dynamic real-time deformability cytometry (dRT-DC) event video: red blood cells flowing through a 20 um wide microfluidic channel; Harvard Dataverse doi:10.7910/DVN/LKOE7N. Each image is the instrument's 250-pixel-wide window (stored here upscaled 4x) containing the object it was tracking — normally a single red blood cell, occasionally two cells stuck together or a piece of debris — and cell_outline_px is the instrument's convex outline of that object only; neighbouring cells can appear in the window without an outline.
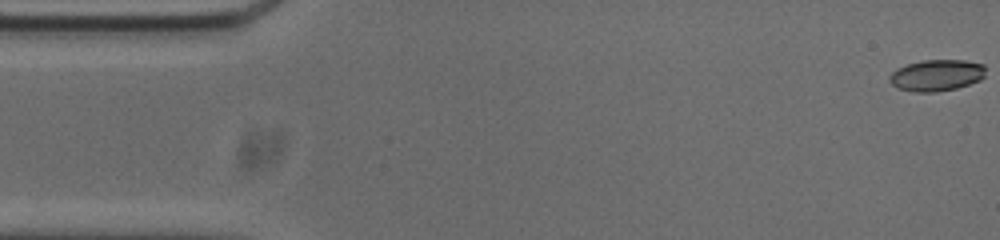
{"species": "common noctule bat (a hibernating species)", "species_latin": "Nyctalus noctula", "temperature_condition": "cold", "stored_images_in_passage": 54, "camera_frame_rate_fps": 3000, "um_per_image_px": 0.085, "animal": {"sex": "male", "body_mass_g": 20.0, "forearm_length_mm": 53.3}, "frame": {"image": 1, "passage_image": 1, "time_ms": 0.0, "image_size_px": [1000, 240], "cell_outline_px": [[984, 76], [980, 80], [956, 88], [936, 92], [916, 92], [900, 88], [892, 84], [888, 76], [896, 68], [908, 64], [924, 60], [964, 60], [984, 64]], "centroid_in_image_um": [79.61, 6.39], "position_along_channel_um": 5.4, "area_um2": 17.46}}
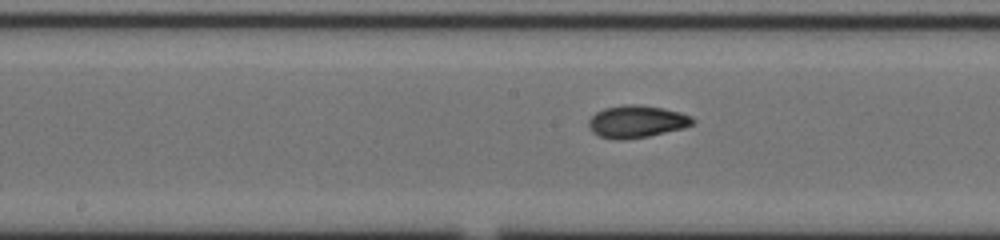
{"frame": {"image": 2, "passage_image": 26, "time_ms": 8.333, "image_size_px": [1000, 240], "cell_outline_px": [[696, 120], [692, 124], [684, 128], [648, 136], [620, 140], [600, 136], [592, 132], [588, 124], [588, 120], [596, 112], [604, 108], [624, 104], [640, 104], [680, 112], [692, 116]], "centroid_in_image_um": [54.12, 10.32], "position_along_channel_um": 194.1, "area_um2": 19.54}}
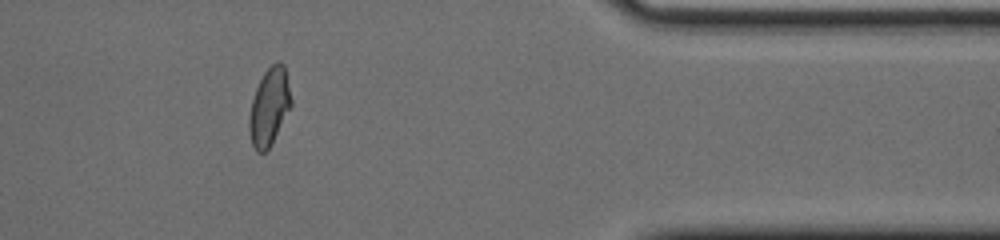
{"frame": {"image": 3, "passage_image": 44, "time_ms": 14.333, "image_size_px": [1000, 240], "cell_outline_px": [[292, 104], [268, 148], [264, 152], [256, 152], [252, 144], [248, 128], [248, 120], [252, 100], [256, 88], [264, 72], [276, 60], [280, 60], [284, 64], [292, 100]], "centroid_in_image_um": [22.88, 9.03], "position_along_channel_um": 388.5, "area_um2": 18.67}, "authors_computed_cell_mechanics": {"area_um2": 18.6694, "velocity_mm_per_s": 3.7584, "shape_relaxation_time_tau1_ms": 5.8288, "shape_relaxation_time_tau2_ms": 1.5139, "deformation_change_tau1": 0.1917, "deformation_change_tau2": 0.0608}}